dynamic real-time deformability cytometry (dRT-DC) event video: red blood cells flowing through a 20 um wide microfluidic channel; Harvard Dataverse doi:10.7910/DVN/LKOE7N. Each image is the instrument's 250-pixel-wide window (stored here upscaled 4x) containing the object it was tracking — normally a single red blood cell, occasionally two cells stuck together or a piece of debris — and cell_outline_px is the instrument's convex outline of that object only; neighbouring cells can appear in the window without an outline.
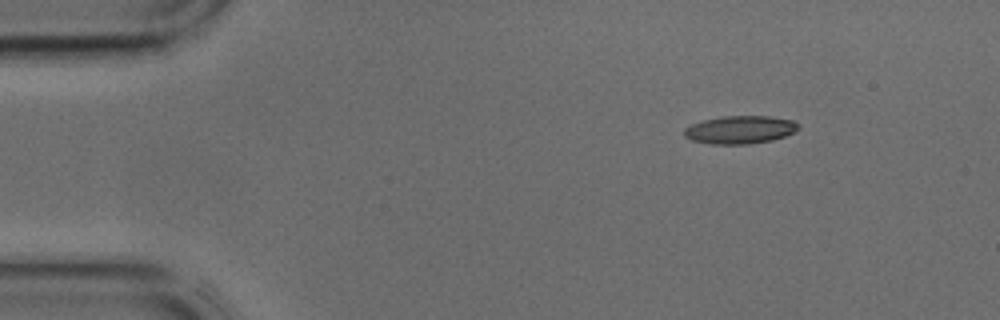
{"species": "common noctule bat (a hibernating species)", "species_latin": "Nyctalus noctula", "temperature_condition": "cold", "stored_images_in_passage": 39, "camera_frame_rate_fps": 3000, "um_per_image_px": 0.085, "animal": {"sex": "male", "body_mass_g": 17.9, "forearm_length_mm": 54.2}, "frame": {"image": 1, "passage_image": 1, "time_ms": 0.0, "image_size_px": [1000, 320], "cell_outline_px": [[800, 128], [796, 132], [772, 140], [748, 144], [712, 144], [692, 140], [684, 136], [684, 128], [692, 124], [704, 120], [724, 116], [768, 116], [792, 120], [800, 124]], "centroid_in_image_um": [62.93, 11.03], "position_along_channel_um": 22.1, "area_um2": 18.61}}
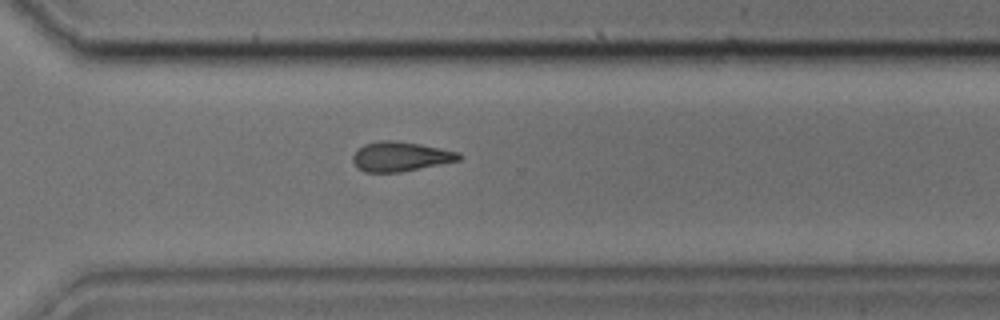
{"frame": {"image": 2, "passage_image": 26, "time_ms": 8.333, "image_size_px": [1000, 320], "cell_outline_px": [[464, 156], [460, 160], [400, 172], [364, 172], [356, 168], [352, 160], [352, 156], [364, 144], [380, 140], [392, 140], [420, 144], [460, 152]], "centroid_in_image_um": [34.04, 13.31], "position_along_channel_um": 336.6, "area_um2": 18.32}}
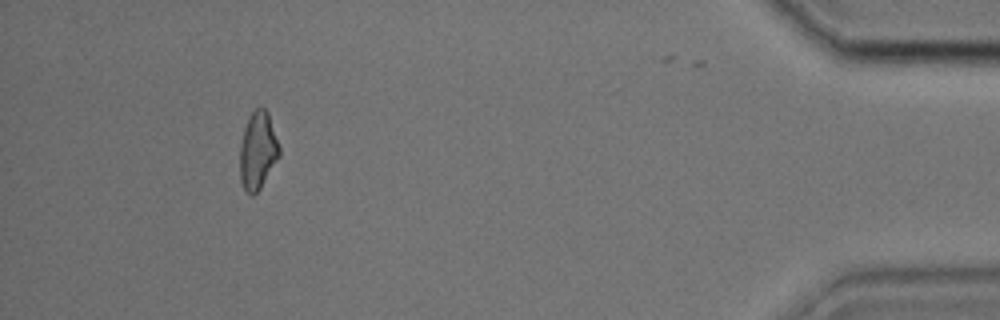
{"frame": {"image": 3, "passage_image": 35, "time_ms": 11.333, "image_size_px": [1000, 320], "cell_outline_px": [[280, 156], [260, 188], [252, 196], [244, 188], [240, 180], [240, 144], [244, 128], [248, 116], [256, 108], [264, 108], [268, 112], [280, 148]], "centroid_in_image_um": [21.91, 12.79], "position_along_channel_um": 413.3, "area_um2": 17.74}}